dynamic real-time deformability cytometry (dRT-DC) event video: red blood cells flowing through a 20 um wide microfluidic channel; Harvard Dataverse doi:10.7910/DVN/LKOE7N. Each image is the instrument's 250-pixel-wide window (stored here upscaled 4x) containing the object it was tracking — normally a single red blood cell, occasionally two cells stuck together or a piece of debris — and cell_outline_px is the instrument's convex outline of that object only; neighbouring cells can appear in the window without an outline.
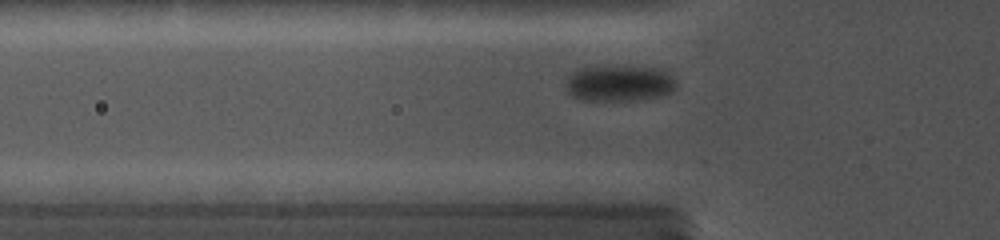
{"species": "common noctule bat (a hibernating species)", "species_latin": "Nyctalus noctula", "temperature_condition": "cold", "stored_images_in_passage": 39, "camera_frame_rate_fps": 5000, "um_per_image_px": 0.085, "animal": {"sex": "female", "body_mass_g": 19.0, "forearm_length_mm": 56.7}, "frame": {"image": 1, "passage_image": 7, "time_ms": 2.2, "image_size_px": [1000, 240], "cell_outline_px": [[676, 84], [668, 92], [656, 96], [632, 100], [584, 100], [576, 96], [568, 88], [568, 76], [576, 68], [584, 64], [620, 64], [660, 68], [668, 72], [672, 76]], "centroid_in_image_um": [52.6, 6.97], "position_along_channel_um": 73.2, "area_um2": 23.7}}
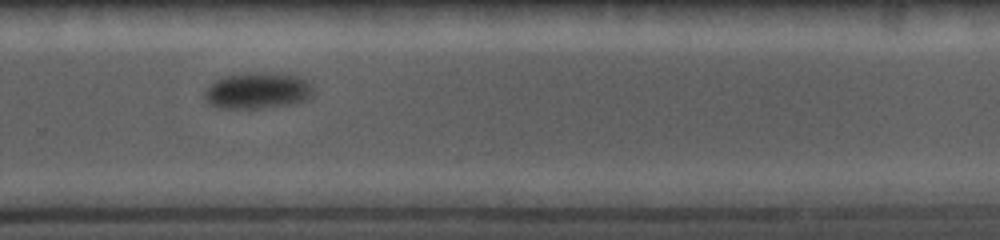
{"frame": {"image": 2, "passage_image": 26, "time_ms": 8.8, "image_size_px": [1000, 240], "cell_outline_px": [[312, 88], [308, 96], [304, 100], [288, 104], [256, 108], [220, 108], [212, 104], [204, 96], [204, 92], [216, 80], [224, 76], [244, 72], [280, 72], [304, 76]], "centroid_in_image_um": [21.9, 7.65], "position_along_channel_um": 307.9, "area_um2": 22.83}}
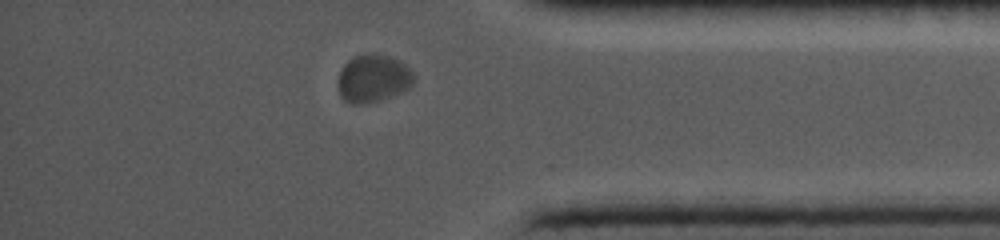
{"frame": {"image": 3, "passage_image": 34, "time_ms": 11.6, "image_size_px": [1000, 240], "cell_outline_px": [[412, 84], [408, 88], [400, 92], [364, 104], [352, 104], [344, 100], [340, 92], [340, 68], [352, 56], [364, 52], [368, 52], [388, 56], [400, 60], [412, 72]], "centroid_in_image_um": [31.69, 6.62], "position_along_channel_um": 403.5, "area_um2": 20.75}}